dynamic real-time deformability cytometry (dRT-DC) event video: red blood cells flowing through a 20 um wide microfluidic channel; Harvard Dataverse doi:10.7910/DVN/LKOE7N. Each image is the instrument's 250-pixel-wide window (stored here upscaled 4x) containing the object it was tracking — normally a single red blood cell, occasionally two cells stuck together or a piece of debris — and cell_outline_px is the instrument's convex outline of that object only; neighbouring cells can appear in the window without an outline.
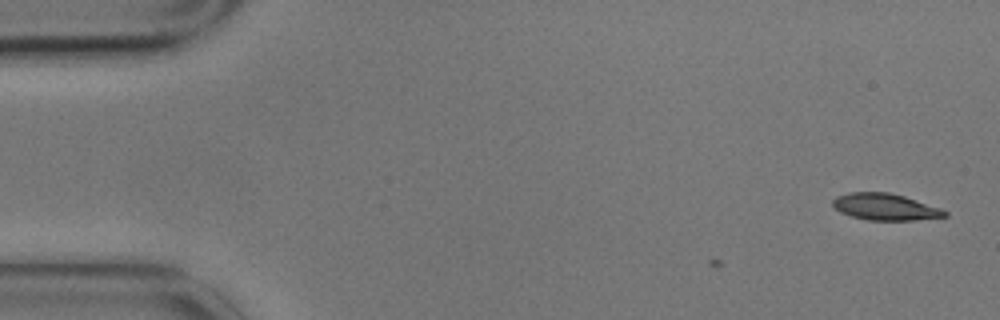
{"species": "common noctule bat (a hibernating species)", "species_latin": "Nyctalus noctula", "temperature_condition": "cold", "stored_images_in_passage": 5, "camera_frame_rate_fps": 3000, "um_per_image_px": 0.085, "animal": {"sex": "male", "body_mass_g": 17.9}, "frame": {"image": 1, "passage_image": 1, "time_ms": 0.0, "image_size_px": [1000, 320], "cell_outline_px": [[948, 216], [916, 220], [868, 220], [852, 216], [840, 212], [832, 204], [832, 200], [836, 196], [848, 192], [888, 192], [904, 196], [940, 208], [948, 212]], "centroid_in_image_um": [75.23, 17.58], "position_along_channel_um": 9.8, "area_um2": 17.34}}